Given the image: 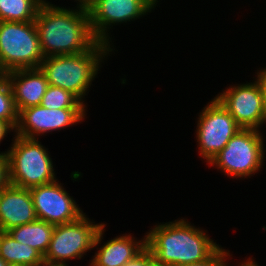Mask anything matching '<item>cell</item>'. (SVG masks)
<instances>
[{"label":"cell","mask_w":266,"mask_h":266,"mask_svg":"<svg viewBox=\"0 0 266 266\" xmlns=\"http://www.w3.org/2000/svg\"><path fill=\"white\" fill-rule=\"evenodd\" d=\"M34 22L44 58L86 52L98 42L83 9L68 10L44 1Z\"/></svg>","instance_id":"1"},{"label":"cell","mask_w":266,"mask_h":266,"mask_svg":"<svg viewBox=\"0 0 266 266\" xmlns=\"http://www.w3.org/2000/svg\"><path fill=\"white\" fill-rule=\"evenodd\" d=\"M146 248L158 266H181L209 259L220 247L187 221L156 225L146 236Z\"/></svg>","instance_id":"2"},{"label":"cell","mask_w":266,"mask_h":266,"mask_svg":"<svg viewBox=\"0 0 266 266\" xmlns=\"http://www.w3.org/2000/svg\"><path fill=\"white\" fill-rule=\"evenodd\" d=\"M109 51H112L110 45L98 41L86 52L45 57L40 69L49 85L71 92L83 103L82 98L97 75L99 62Z\"/></svg>","instance_id":"3"},{"label":"cell","mask_w":266,"mask_h":266,"mask_svg":"<svg viewBox=\"0 0 266 266\" xmlns=\"http://www.w3.org/2000/svg\"><path fill=\"white\" fill-rule=\"evenodd\" d=\"M8 158L11 185L31 189L56 180L47 149L36 139L15 135Z\"/></svg>","instance_id":"4"},{"label":"cell","mask_w":266,"mask_h":266,"mask_svg":"<svg viewBox=\"0 0 266 266\" xmlns=\"http://www.w3.org/2000/svg\"><path fill=\"white\" fill-rule=\"evenodd\" d=\"M43 59L34 21H0V66L5 74L39 68Z\"/></svg>","instance_id":"5"},{"label":"cell","mask_w":266,"mask_h":266,"mask_svg":"<svg viewBox=\"0 0 266 266\" xmlns=\"http://www.w3.org/2000/svg\"><path fill=\"white\" fill-rule=\"evenodd\" d=\"M105 224H93L84 214L78 220L55 225L48 251L44 255L46 265L66 266L71 258H82L101 240Z\"/></svg>","instance_id":"6"},{"label":"cell","mask_w":266,"mask_h":266,"mask_svg":"<svg viewBox=\"0 0 266 266\" xmlns=\"http://www.w3.org/2000/svg\"><path fill=\"white\" fill-rule=\"evenodd\" d=\"M255 129H239L226 146L209 162L232 177L255 174L263 163V138Z\"/></svg>","instance_id":"7"},{"label":"cell","mask_w":266,"mask_h":266,"mask_svg":"<svg viewBox=\"0 0 266 266\" xmlns=\"http://www.w3.org/2000/svg\"><path fill=\"white\" fill-rule=\"evenodd\" d=\"M200 114L197 142L200 155L209 163L241 128L216 97Z\"/></svg>","instance_id":"8"},{"label":"cell","mask_w":266,"mask_h":266,"mask_svg":"<svg viewBox=\"0 0 266 266\" xmlns=\"http://www.w3.org/2000/svg\"><path fill=\"white\" fill-rule=\"evenodd\" d=\"M240 128L259 130L266 122V110L257 81L229 87L216 97Z\"/></svg>","instance_id":"9"},{"label":"cell","mask_w":266,"mask_h":266,"mask_svg":"<svg viewBox=\"0 0 266 266\" xmlns=\"http://www.w3.org/2000/svg\"><path fill=\"white\" fill-rule=\"evenodd\" d=\"M154 6L151 0H95L87 12L94 36L109 45L108 26L142 17Z\"/></svg>","instance_id":"10"},{"label":"cell","mask_w":266,"mask_h":266,"mask_svg":"<svg viewBox=\"0 0 266 266\" xmlns=\"http://www.w3.org/2000/svg\"><path fill=\"white\" fill-rule=\"evenodd\" d=\"M29 190L39 220L53 225H61L76 221L84 215L61 183H57V179Z\"/></svg>","instance_id":"11"},{"label":"cell","mask_w":266,"mask_h":266,"mask_svg":"<svg viewBox=\"0 0 266 266\" xmlns=\"http://www.w3.org/2000/svg\"><path fill=\"white\" fill-rule=\"evenodd\" d=\"M84 108L49 109L41 105L27 107L18 113L16 135L36 139L34 137L45 132L59 130L76 122L85 116Z\"/></svg>","instance_id":"12"},{"label":"cell","mask_w":266,"mask_h":266,"mask_svg":"<svg viewBox=\"0 0 266 266\" xmlns=\"http://www.w3.org/2000/svg\"><path fill=\"white\" fill-rule=\"evenodd\" d=\"M37 220L29 189L9 184L0 191V231Z\"/></svg>","instance_id":"13"},{"label":"cell","mask_w":266,"mask_h":266,"mask_svg":"<svg viewBox=\"0 0 266 266\" xmlns=\"http://www.w3.org/2000/svg\"><path fill=\"white\" fill-rule=\"evenodd\" d=\"M6 77L11 85L18 113L27 107L41 104L49 84L40 67L10 71L6 73Z\"/></svg>","instance_id":"14"},{"label":"cell","mask_w":266,"mask_h":266,"mask_svg":"<svg viewBox=\"0 0 266 266\" xmlns=\"http://www.w3.org/2000/svg\"><path fill=\"white\" fill-rule=\"evenodd\" d=\"M146 248V237L134 241L130 235H122L104 244L95 253L90 266H123Z\"/></svg>","instance_id":"15"},{"label":"cell","mask_w":266,"mask_h":266,"mask_svg":"<svg viewBox=\"0 0 266 266\" xmlns=\"http://www.w3.org/2000/svg\"><path fill=\"white\" fill-rule=\"evenodd\" d=\"M55 225L37 219L7 231L17 242L29 245L43 256L48 251Z\"/></svg>","instance_id":"16"},{"label":"cell","mask_w":266,"mask_h":266,"mask_svg":"<svg viewBox=\"0 0 266 266\" xmlns=\"http://www.w3.org/2000/svg\"><path fill=\"white\" fill-rule=\"evenodd\" d=\"M0 256L8 264L43 266L44 256L35 248L17 242L8 232L0 231Z\"/></svg>","instance_id":"17"},{"label":"cell","mask_w":266,"mask_h":266,"mask_svg":"<svg viewBox=\"0 0 266 266\" xmlns=\"http://www.w3.org/2000/svg\"><path fill=\"white\" fill-rule=\"evenodd\" d=\"M44 0H0V21H35Z\"/></svg>","instance_id":"18"},{"label":"cell","mask_w":266,"mask_h":266,"mask_svg":"<svg viewBox=\"0 0 266 266\" xmlns=\"http://www.w3.org/2000/svg\"><path fill=\"white\" fill-rule=\"evenodd\" d=\"M41 106L49 109H63V108H85L74 94L66 91L60 87L49 85L44 94Z\"/></svg>","instance_id":"19"},{"label":"cell","mask_w":266,"mask_h":266,"mask_svg":"<svg viewBox=\"0 0 266 266\" xmlns=\"http://www.w3.org/2000/svg\"><path fill=\"white\" fill-rule=\"evenodd\" d=\"M0 120L9 122L16 129L18 111L15 106L12 88L6 75L0 78Z\"/></svg>","instance_id":"20"},{"label":"cell","mask_w":266,"mask_h":266,"mask_svg":"<svg viewBox=\"0 0 266 266\" xmlns=\"http://www.w3.org/2000/svg\"><path fill=\"white\" fill-rule=\"evenodd\" d=\"M226 250L219 248L209 259L198 263L184 264L181 266H226V256H229ZM225 258V259H224Z\"/></svg>","instance_id":"21"},{"label":"cell","mask_w":266,"mask_h":266,"mask_svg":"<svg viewBox=\"0 0 266 266\" xmlns=\"http://www.w3.org/2000/svg\"><path fill=\"white\" fill-rule=\"evenodd\" d=\"M123 266H158L152 253L145 248L133 260L128 261Z\"/></svg>","instance_id":"22"},{"label":"cell","mask_w":266,"mask_h":266,"mask_svg":"<svg viewBox=\"0 0 266 266\" xmlns=\"http://www.w3.org/2000/svg\"><path fill=\"white\" fill-rule=\"evenodd\" d=\"M9 184L8 158L6 153H0V191Z\"/></svg>","instance_id":"23"},{"label":"cell","mask_w":266,"mask_h":266,"mask_svg":"<svg viewBox=\"0 0 266 266\" xmlns=\"http://www.w3.org/2000/svg\"><path fill=\"white\" fill-rule=\"evenodd\" d=\"M257 82L260 86L261 92H262V96H263V100H264V106H265V110H266V69L260 71L257 74Z\"/></svg>","instance_id":"24"},{"label":"cell","mask_w":266,"mask_h":266,"mask_svg":"<svg viewBox=\"0 0 266 266\" xmlns=\"http://www.w3.org/2000/svg\"><path fill=\"white\" fill-rule=\"evenodd\" d=\"M10 129L14 130L15 128L9 122L0 120V142L6 136L8 131H11Z\"/></svg>","instance_id":"25"},{"label":"cell","mask_w":266,"mask_h":266,"mask_svg":"<svg viewBox=\"0 0 266 266\" xmlns=\"http://www.w3.org/2000/svg\"><path fill=\"white\" fill-rule=\"evenodd\" d=\"M79 1V6L77 8L88 10L95 2V0H77Z\"/></svg>","instance_id":"26"},{"label":"cell","mask_w":266,"mask_h":266,"mask_svg":"<svg viewBox=\"0 0 266 266\" xmlns=\"http://www.w3.org/2000/svg\"><path fill=\"white\" fill-rule=\"evenodd\" d=\"M240 266H258L252 259L246 260Z\"/></svg>","instance_id":"27"},{"label":"cell","mask_w":266,"mask_h":266,"mask_svg":"<svg viewBox=\"0 0 266 266\" xmlns=\"http://www.w3.org/2000/svg\"><path fill=\"white\" fill-rule=\"evenodd\" d=\"M8 263L0 256V266H6Z\"/></svg>","instance_id":"28"},{"label":"cell","mask_w":266,"mask_h":266,"mask_svg":"<svg viewBox=\"0 0 266 266\" xmlns=\"http://www.w3.org/2000/svg\"><path fill=\"white\" fill-rule=\"evenodd\" d=\"M5 75H6L5 72L2 70V68L0 66V78L3 77V76H5Z\"/></svg>","instance_id":"29"},{"label":"cell","mask_w":266,"mask_h":266,"mask_svg":"<svg viewBox=\"0 0 266 266\" xmlns=\"http://www.w3.org/2000/svg\"><path fill=\"white\" fill-rule=\"evenodd\" d=\"M6 266H24V265H18V264H7Z\"/></svg>","instance_id":"30"},{"label":"cell","mask_w":266,"mask_h":266,"mask_svg":"<svg viewBox=\"0 0 266 266\" xmlns=\"http://www.w3.org/2000/svg\"><path fill=\"white\" fill-rule=\"evenodd\" d=\"M155 5H156V3L158 2L157 0H151Z\"/></svg>","instance_id":"31"},{"label":"cell","mask_w":266,"mask_h":266,"mask_svg":"<svg viewBox=\"0 0 266 266\" xmlns=\"http://www.w3.org/2000/svg\"><path fill=\"white\" fill-rule=\"evenodd\" d=\"M43 266H58V265H46V264H44ZM67 266V265H66Z\"/></svg>","instance_id":"32"}]
</instances>
